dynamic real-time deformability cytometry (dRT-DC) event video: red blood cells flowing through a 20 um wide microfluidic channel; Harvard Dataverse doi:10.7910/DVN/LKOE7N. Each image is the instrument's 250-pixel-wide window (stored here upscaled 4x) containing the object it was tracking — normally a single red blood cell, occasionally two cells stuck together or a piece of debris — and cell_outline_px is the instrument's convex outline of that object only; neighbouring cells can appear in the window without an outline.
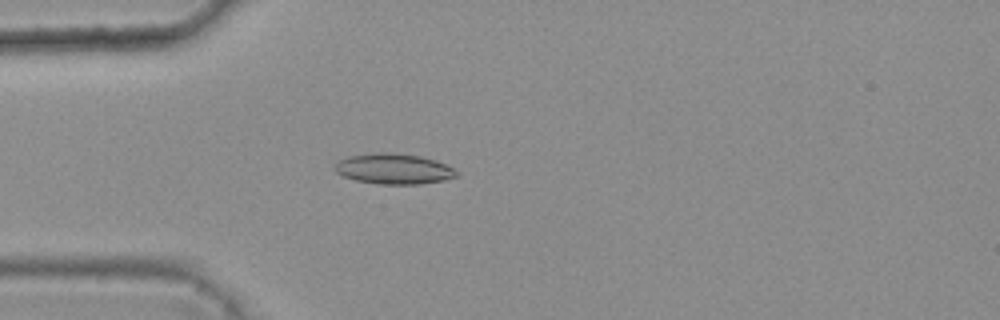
{"species": "common noctule bat (a hibernating species)", "species_latin": "Nyctalus noctula", "temperature_condition": "warm", "stored_images_in_passage": 46, "camera_frame_rate_fps": 3000, "um_per_image_px": 0.085, "animal": {"sex": "female", "body_mass_g": 25.1}, "frame": {"image": 1, "passage_image": 15, "time_ms": 4.667, "image_size_px": [1000, 320], "cell_outline_px": [[456, 176], [444, 180], [420, 184], [376, 184], [356, 180], [344, 176], [336, 172], [332, 168], [340, 160], [348, 156], [376, 152], [388, 152], [420, 156], [444, 164], [452, 168], [456, 172]], "centroid_in_image_um": [33.41, 14.35], "position_along_channel_um": 51.6, "area_um2": 21.39}}
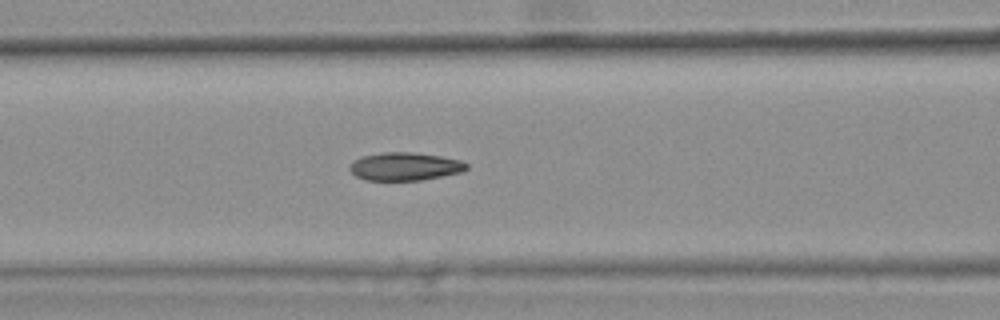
{"frame": {"image": 2, "passage_image": 22, "time_ms": 7.0, "image_size_px": [1000, 320], "cell_outline_px": [[468, 168], [460, 172], [420, 180], [364, 180], [356, 176], [348, 168], [348, 164], [352, 160], [360, 156], [380, 152], [412, 152], [440, 156], [460, 160], [468, 164]], "centroid_in_image_um": [34.34, 14.13], "position_along_channel_um": 132.3, "area_um2": 19.19}}
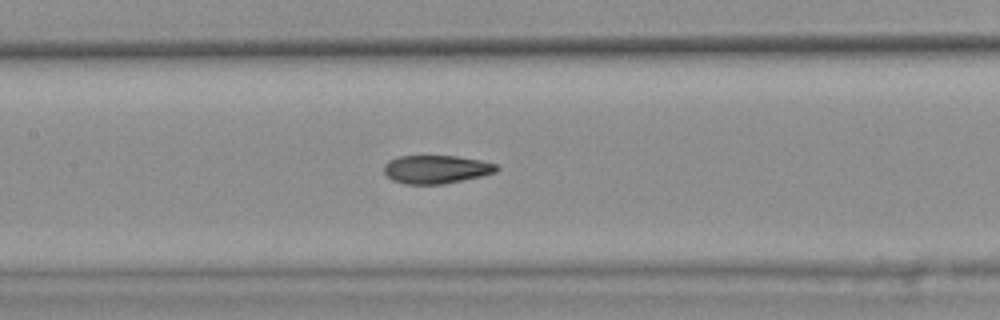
{"frame": {"image": 3, "passage_image": 25, "time_ms": 8.0, "image_size_px": [1000, 320], "cell_outline_px": [[500, 168], [496, 172], [480, 176], [444, 184], [404, 184], [392, 180], [384, 172], [384, 164], [388, 160], [396, 156], [456, 156], [480, 160], [496, 164]], "centroid_in_image_um": [37.05, 14.39], "position_along_channel_um": 170.3, "area_um2": 18.61}, "authors_computed_cell_mechanics": {"area_um2": 19.5942, "velocity_mm_per_s": 3.8142, "shape_relaxation_time_tau1_ms": null, "shape_relaxation_time_tau2_ms": 2.2345, "deformation_change_tau1": null, "deformation_change_tau2": 0.0798}}